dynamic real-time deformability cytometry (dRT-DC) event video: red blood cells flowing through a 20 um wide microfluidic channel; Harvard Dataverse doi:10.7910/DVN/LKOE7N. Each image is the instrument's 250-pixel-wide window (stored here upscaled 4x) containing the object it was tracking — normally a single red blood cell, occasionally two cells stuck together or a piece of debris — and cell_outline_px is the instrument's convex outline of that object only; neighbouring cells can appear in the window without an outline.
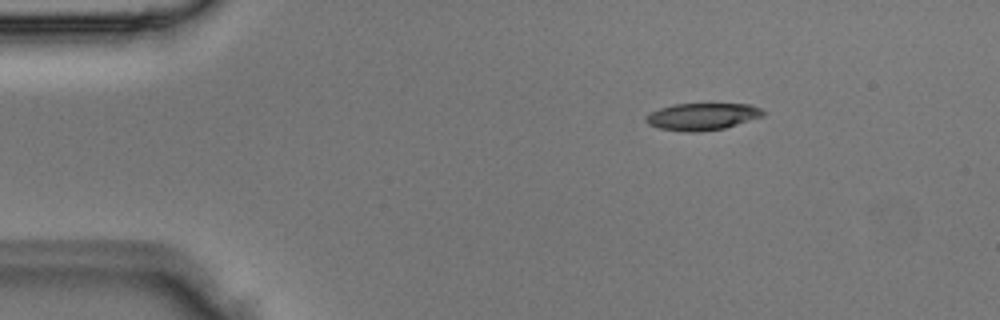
{"species": "Egyptian fruit bat (a non-hibernating species)", "species_latin": "Rousettus aegyptiacus", "temperature_condition": "room temperature", "stored_images_in_passage": 3, "camera_frame_rate_fps": 3000, "um_per_image_px": 0.085, "animal": {"sex": "male"}, "frame": {"image": 1, "passage_image": 1, "time_ms": 0.0, "image_size_px": [1000, 320], "cell_outline_px": [[764, 116], [724, 128], [696, 132], [688, 132], [660, 128], [648, 124], [644, 120], [644, 116], [660, 108], [672, 104], [748, 104], [760, 108], [764, 112]], "centroid_in_image_um": [59.67, 9.9], "position_along_channel_um": 25.3, "area_um2": 18.32}}
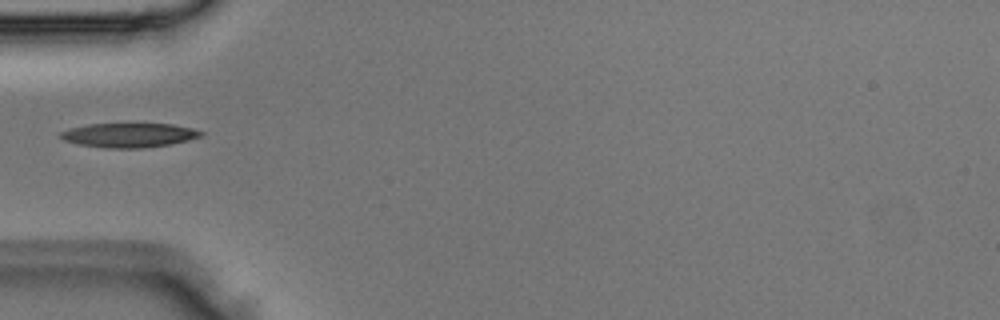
{"frame": {"image": 2, "passage_image": 3, "time_ms": 0.667, "image_size_px": [1000, 320], "cell_outline_px": [[204, 136], [172, 144], [144, 148], [104, 148], [76, 144], [64, 140], [60, 136], [60, 132], [68, 128], [88, 124], [172, 124], [192, 128], [204, 132]], "centroid_in_image_um": [10.97, 11.49], "position_along_channel_um": 74.0, "area_um2": 20.06}}